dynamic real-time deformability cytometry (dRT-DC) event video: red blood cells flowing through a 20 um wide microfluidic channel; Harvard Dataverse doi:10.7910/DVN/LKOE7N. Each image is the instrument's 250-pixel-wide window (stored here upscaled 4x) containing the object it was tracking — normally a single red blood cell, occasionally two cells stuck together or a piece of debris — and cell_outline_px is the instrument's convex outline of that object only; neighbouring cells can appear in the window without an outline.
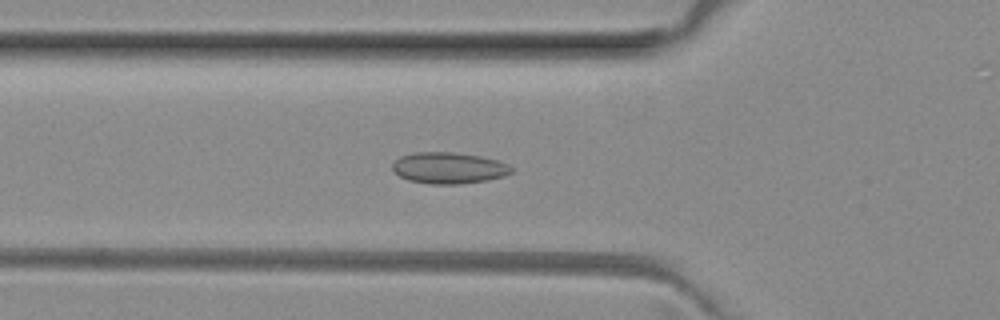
{"species": "common noctule bat (a hibernating species)", "species_latin": "Nyctalus noctula", "temperature_condition": "room temperature", "stored_images_in_passage": 43, "camera_frame_rate_fps": 3000, "um_per_image_px": 0.085, "animal": {"sex": "female", "body_mass_g": 29.2, "forearm_length_mm": 56.3}, "frame": {"image": 1, "passage_image": 10, "time_ms": 3.0, "image_size_px": [1000, 320], "cell_outline_px": [[512, 172], [504, 176], [488, 180], [460, 184], [432, 184], [408, 180], [400, 176], [392, 168], [392, 164], [400, 156], [412, 152], [452, 152], [480, 156], [496, 160], [508, 164], [512, 168]], "centroid_in_image_um": [38.14, 14.27], "position_along_channel_um": 87.7, "area_um2": 21.68}}
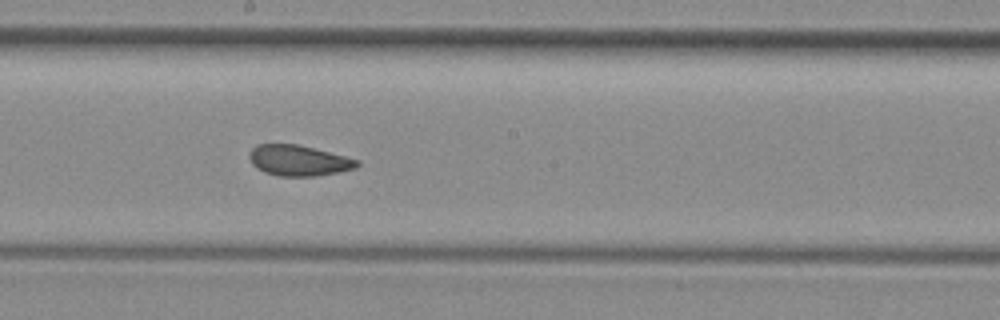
{"frame": {"image": 2, "passage_image": 20, "time_ms": 6.333, "image_size_px": [1000, 320], "cell_outline_px": [[360, 164], [356, 168], [316, 176], [276, 176], [264, 172], [256, 168], [252, 164], [248, 156], [252, 148], [256, 144], [296, 144], [360, 160]], "centroid_in_image_um": [25.34, 13.65], "position_along_channel_um": 222.9, "area_um2": 19.19}}
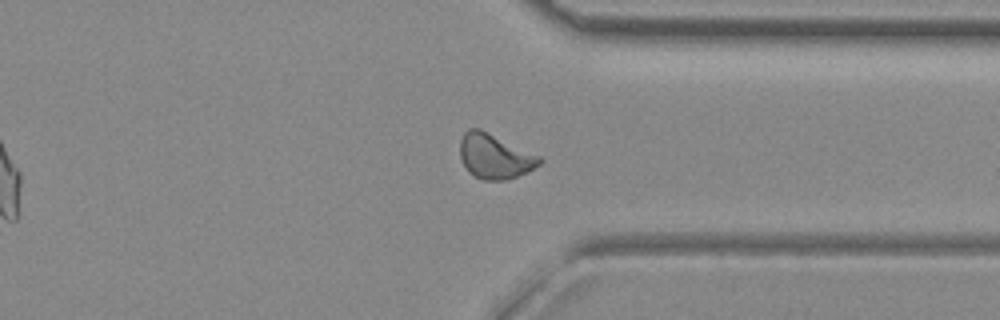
{"frame": {"image": 3, "passage_image": 31, "time_ms": 10.0, "image_size_px": [1000, 320], "cell_outline_px": [[544, 160], [540, 164], [528, 172], [508, 180], [484, 180], [468, 172], [460, 156], [460, 140], [464, 132], [468, 128], [480, 128], [540, 156]], "centroid_in_image_um": [42.06, 13.28], "position_along_channel_um": 369.3, "area_um2": 20.81}, "authors_computed_cell_mechanics": {"area_um2": 19.941, "velocity_mm_per_s": 4.0516, "shape_relaxation_time_tau1_ms": null, "shape_relaxation_time_tau2_ms": 1.2209, "deformation_change_tau1": null, "deformation_change_tau2": 0.0782}}